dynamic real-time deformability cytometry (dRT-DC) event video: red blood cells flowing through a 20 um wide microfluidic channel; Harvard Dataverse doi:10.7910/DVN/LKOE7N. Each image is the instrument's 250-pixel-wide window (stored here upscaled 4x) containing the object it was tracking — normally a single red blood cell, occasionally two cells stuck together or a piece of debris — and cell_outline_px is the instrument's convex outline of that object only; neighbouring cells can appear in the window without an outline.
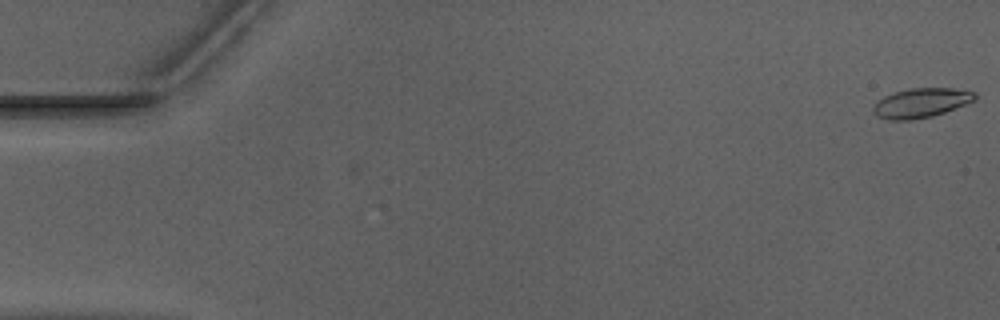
{"species": "Egyptian fruit bat (a non-hibernating species)", "species_latin": "Rousettus aegyptiacus", "temperature_condition": "warm", "stored_images_in_passage": 53, "camera_frame_rate_fps": 3000, "um_per_image_px": 0.085, "animal": {"sex": "male"}, "frame": {"image": 1, "passage_image": 1, "time_ms": 0.0, "image_size_px": [1000, 320], "cell_outline_px": [[976, 100], [944, 112], [932, 116], [912, 120], [888, 120], [876, 116], [872, 112], [872, 108], [876, 100], [884, 96], [896, 92], [912, 88], [952, 88], [976, 92]], "centroid_in_image_um": [78.25, 8.75], "position_along_channel_um": 6.7, "area_um2": 17.51}}
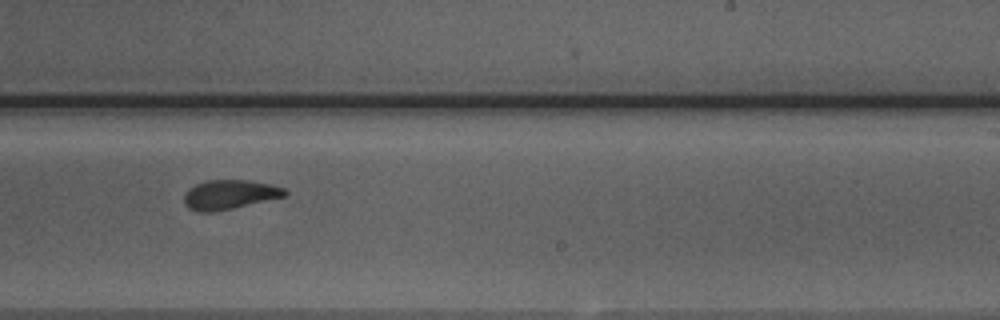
{"frame": {"image": 2, "passage_image": 33, "time_ms": 10.667, "image_size_px": [1000, 320], "cell_outline_px": [[288, 192], [284, 196], [232, 208], [212, 212], [200, 212], [188, 208], [184, 204], [184, 192], [188, 188], [204, 180], [248, 180], [272, 184], [284, 188]], "centroid_in_image_um": [19.46, 16.52], "position_along_channel_um": 269.5, "area_um2": 17.22}}
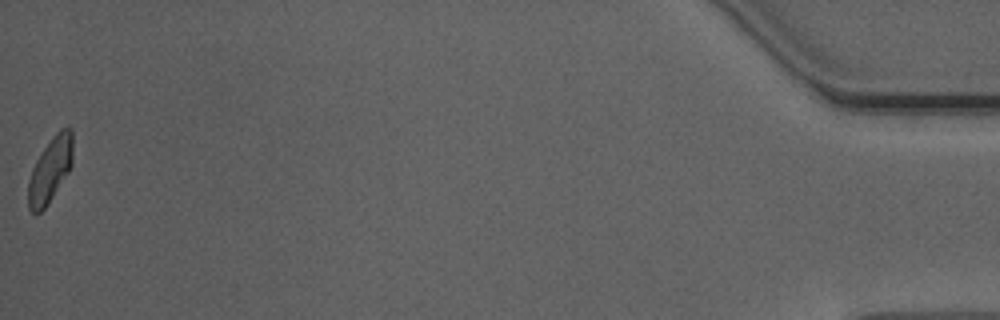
{"frame": {"image": 3, "passage_image": 53, "time_ms": 17.333, "image_size_px": [1000, 320], "cell_outline_px": [[72, 164], [68, 172], [44, 208], [40, 212], [32, 212], [28, 208], [28, 180], [32, 168], [36, 160], [52, 136], [60, 128], [68, 124], [72, 128]], "centroid_in_image_um": [4.27, 14.37], "position_along_channel_um": 430.9, "area_um2": 16.76}, "authors_computed_cell_mechanics": {"area_um2": 17.3978, "velocity_mm_per_s": 3.9481, "shape_relaxation_time_tau1_ms": null, "shape_relaxation_time_tau2_ms": 2.3688, "deformation_change_tau1": null, "deformation_change_tau2": 0.0837}}